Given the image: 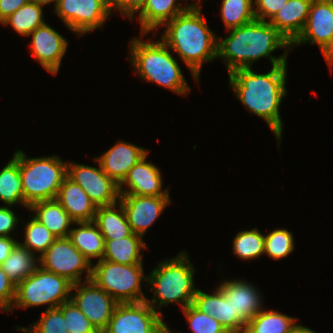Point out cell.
Instances as JSON below:
<instances>
[{
  "instance_id": "e575fe53",
  "label": "cell",
  "mask_w": 333,
  "mask_h": 333,
  "mask_svg": "<svg viewBox=\"0 0 333 333\" xmlns=\"http://www.w3.org/2000/svg\"><path fill=\"white\" fill-rule=\"evenodd\" d=\"M294 251V238L287 229H275L264 235V255L275 260L285 258Z\"/></svg>"
},
{
  "instance_id": "4316f807",
  "label": "cell",
  "mask_w": 333,
  "mask_h": 333,
  "mask_svg": "<svg viewBox=\"0 0 333 333\" xmlns=\"http://www.w3.org/2000/svg\"><path fill=\"white\" fill-rule=\"evenodd\" d=\"M78 228H71L68 238L72 244L90 261L102 260L105 240L97 225L91 222H76Z\"/></svg>"
},
{
  "instance_id": "d590c367",
  "label": "cell",
  "mask_w": 333,
  "mask_h": 333,
  "mask_svg": "<svg viewBox=\"0 0 333 333\" xmlns=\"http://www.w3.org/2000/svg\"><path fill=\"white\" fill-rule=\"evenodd\" d=\"M25 333H69L63 317V304L56 308L46 309L42 316L30 327H19Z\"/></svg>"
},
{
  "instance_id": "d6a6232c",
  "label": "cell",
  "mask_w": 333,
  "mask_h": 333,
  "mask_svg": "<svg viewBox=\"0 0 333 333\" xmlns=\"http://www.w3.org/2000/svg\"><path fill=\"white\" fill-rule=\"evenodd\" d=\"M233 250L244 260L259 258L264 254V234L257 228L240 231L233 239Z\"/></svg>"
},
{
  "instance_id": "4dcf8cb0",
  "label": "cell",
  "mask_w": 333,
  "mask_h": 333,
  "mask_svg": "<svg viewBox=\"0 0 333 333\" xmlns=\"http://www.w3.org/2000/svg\"><path fill=\"white\" fill-rule=\"evenodd\" d=\"M42 7L39 4L29 1L1 24H10L18 34L28 37L36 28L45 23Z\"/></svg>"
},
{
  "instance_id": "f35d334b",
  "label": "cell",
  "mask_w": 333,
  "mask_h": 333,
  "mask_svg": "<svg viewBox=\"0 0 333 333\" xmlns=\"http://www.w3.org/2000/svg\"><path fill=\"white\" fill-rule=\"evenodd\" d=\"M16 296V286L8 278L0 265V309L5 312L13 310V304ZM13 302V303H12Z\"/></svg>"
},
{
  "instance_id": "d6986e66",
  "label": "cell",
  "mask_w": 333,
  "mask_h": 333,
  "mask_svg": "<svg viewBox=\"0 0 333 333\" xmlns=\"http://www.w3.org/2000/svg\"><path fill=\"white\" fill-rule=\"evenodd\" d=\"M230 299L233 316H238L245 324L256 316L262 308V296L255 286L243 280H224L218 287Z\"/></svg>"
},
{
  "instance_id": "60d3db41",
  "label": "cell",
  "mask_w": 333,
  "mask_h": 333,
  "mask_svg": "<svg viewBox=\"0 0 333 333\" xmlns=\"http://www.w3.org/2000/svg\"><path fill=\"white\" fill-rule=\"evenodd\" d=\"M147 0H109L111 13L116 8L121 15L134 20V14L142 10Z\"/></svg>"
},
{
  "instance_id": "9a60e30c",
  "label": "cell",
  "mask_w": 333,
  "mask_h": 333,
  "mask_svg": "<svg viewBox=\"0 0 333 333\" xmlns=\"http://www.w3.org/2000/svg\"><path fill=\"white\" fill-rule=\"evenodd\" d=\"M119 201L123 206L132 232L143 237L172 200H170V196L120 194Z\"/></svg>"
},
{
  "instance_id": "8fae6325",
  "label": "cell",
  "mask_w": 333,
  "mask_h": 333,
  "mask_svg": "<svg viewBox=\"0 0 333 333\" xmlns=\"http://www.w3.org/2000/svg\"><path fill=\"white\" fill-rule=\"evenodd\" d=\"M54 10L79 37L102 27L111 14L109 0H58Z\"/></svg>"
},
{
  "instance_id": "ac0fdd59",
  "label": "cell",
  "mask_w": 333,
  "mask_h": 333,
  "mask_svg": "<svg viewBox=\"0 0 333 333\" xmlns=\"http://www.w3.org/2000/svg\"><path fill=\"white\" fill-rule=\"evenodd\" d=\"M149 151L125 141H118L113 147L103 153L100 158L95 157L102 170L120 184L129 170Z\"/></svg>"
},
{
  "instance_id": "3957f363",
  "label": "cell",
  "mask_w": 333,
  "mask_h": 333,
  "mask_svg": "<svg viewBox=\"0 0 333 333\" xmlns=\"http://www.w3.org/2000/svg\"><path fill=\"white\" fill-rule=\"evenodd\" d=\"M201 9H188L166 22L161 40L186 64L196 82L203 63L217 58L218 37L209 29Z\"/></svg>"
},
{
  "instance_id": "ba28073f",
  "label": "cell",
  "mask_w": 333,
  "mask_h": 333,
  "mask_svg": "<svg viewBox=\"0 0 333 333\" xmlns=\"http://www.w3.org/2000/svg\"><path fill=\"white\" fill-rule=\"evenodd\" d=\"M73 283L67 278L44 270L41 266L16 286L14 306L29 308L48 304L47 309L70 300Z\"/></svg>"
},
{
  "instance_id": "5b68a950",
  "label": "cell",
  "mask_w": 333,
  "mask_h": 333,
  "mask_svg": "<svg viewBox=\"0 0 333 333\" xmlns=\"http://www.w3.org/2000/svg\"><path fill=\"white\" fill-rule=\"evenodd\" d=\"M129 44L131 65L143 80L179 95L185 96L191 90L169 47L162 40L144 42L134 37Z\"/></svg>"
},
{
  "instance_id": "8992f818",
  "label": "cell",
  "mask_w": 333,
  "mask_h": 333,
  "mask_svg": "<svg viewBox=\"0 0 333 333\" xmlns=\"http://www.w3.org/2000/svg\"><path fill=\"white\" fill-rule=\"evenodd\" d=\"M13 158L19 163L25 204L30 207L39 201L56 199L59 188L68 174V162L58 156L27 158L18 150Z\"/></svg>"
},
{
  "instance_id": "e0dca14e",
  "label": "cell",
  "mask_w": 333,
  "mask_h": 333,
  "mask_svg": "<svg viewBox=\"0 0 333 333\" xmlns=\"http://www.w3.org/2000/svg\"><path fill=\"white\" fill-rule=\"evenodd\" d=\"M148 153L142 157L119 184L120 194L137 196H169V189H162L161 172L152 163L147 162ZM128 186L125 190L123 186Z\"/></svg>"
},
{
  "instance_id": "bcb514c9",
  "label": "cell",
  "mask_w": 333,
  "mask_h": 333,
  "mask_svg": "<svg viewBox=\"0 0 333 333\" xmlns=\"http://www.w3.org/2000/svg\"><path fill=\"white\" fill-rule=\"evenodd\" d=\"M31 2H34L36 4H39L40 6H45L46 4H50L54 2V6L56 7L58 0H30Z\"/></svg>"
},
{
  "instance_id": "6da1fadb",
  "label": "cell",
  "mask_w": 333,
  "mask_h": 333,
  "mask_svg": "<svg viewBox=\"0 0 333 333\" xmlns=\"http://www.w3.org/2000/svg\"><path fill=\"white\" fill-rule=\"evenodd\" d=\"M225 39L218 38L217 58L223 59L228 74L240 68H252L253 62L268 57L272 66L287 65L292 47L287 39L268 21L255 19L238 28L228 30ZM278 48H286L279 57L272 56ZM289 50V51H288Z\"/></svg>"
},
{
  "instance_id": "ffe728a7",
  "label": "cell",
  "mask_w": 333,
  "mask_h": 333,
  "mask_svg": "<svg viewBox=\"0 0 333 333\" xmlns=\"http://www.w3.org/2000/svg\"><path fill=\"white\" fill-rule=\"evenodd\" d=\"M193 305L202 313L213 316L228 333L245 332L246 324L238 316H233L230 299H226L218 287L213 294L198 289L194 295Z\"/></svg>"
},
{
  "instance_id": "277c9868",
  "label": "cell",
  "mask_w": 333,
  "mask_h": 333,
  "mask_svg": "<svg viewBox=\"0 0 333 333\" xmlns=\"http://www.w3.org/2000/svg\"><path fill=\"white\" fill-rule=\"evenodd\" d=\"M187 252L182 251L171 260L161 261L147 276V283L153 286L152 300L145 301L157 311L165 304L179 303L183 310L193 304L198 289L194 287L195 268L190 263Z\"/></svg>"
},
{
  "instance_id": "d4e9b609",
  "label": "cell",
  "mask_w": 333,
  "mask_h": 333,
  "mask_svg": "<svg viewBox=\"0 0 333 333\" xmlns=\"http://www.w3.org/2000/svg\"><path fill=\"white\" fill-rule=\"evenodd\" d=\"M97 207L93 222L97 225L104 240L121 239L133 234L121 202ZM117 205L118 208L117 209Z\"/></svg>"
},
{
  "instance_id": "83f0119b",
  "label": "cell",
  "mask_w": 333,
  "mask_h": 333,
  "mask_svg": "<svg viewBox=\"0 0 333 333\" xmlns=\"http://www.w3.org/2000/svg\"><path fill=\"white\" fill-rule=\"evenodd\" d=\"M38 263L40 257L36 258L34 253L18 243L1 266L8 278L17 286L40 267Z\"/></svg>"
},
{
  "instance_id": "b9f144b4",
  "label": "cell",
  "mask_w": 333,
  "mask_h": 333,
  "mask_svg": "<svg viewBox=\"0 0 333 333\" xmlns=\"http://www.w3.org/2000/svg\"><path fill=\"white\" fill-rule=\"evenodd\" d=\"M18 217L10 209V206H1L0 207V236L9 237L10 233L16 228Z\"/></svg>"
},
{
  "instance_id": "1f68e13d",
  "label": "cell",
  "mask_w": 333,
  "mask_h": 333,
  "mask_svg": "<svg viewBox=\"0 0 333 333\" xmlns=\"http://www.w3.org/2000/svg\"><path fill=\"white\" fill-rule=\"evenodd\" d=\"M253 0H222L221 17L226 30L238 28L255 20Z\"/></svg>"
},
{
  "instance_id": "74e56055",
  "label": "cell",
  "mask_w": 333,
  "mask_h": 333,
  "mask_svg": "<svg viewBox=\"0 0 333 333\" xmlns=\"http://www.w3.org/2000/svg\"><path fill=\"white\" fill-rule=\"evenodd\" d=\"M63 317L69 333H100L71 300L63 303Z\"/></svg>"
},
{
  "instance_id": "ee69618b",
  "label": "cell",
  "mask_w": 333,
  "mask_h": 333,
  "mask_svg": "<svg viewBox=\"0 0 333 333\" xmlns=\"http://www.w3.org/2000/svg\"><path fill=\"white\" fill-rule=\"evenodd\" d=\"M18 243L19 241L15 240L11 236H0V265L9 257L10 253Z\"/></svg>"
},
{
  "instance_id": "52a82bcc",
  "label": "cell",
  "mask_w": 333,
  "mask_h": 333,
  "mask_svg": "<svg viewBox=\"0 0 333 333\" xmlns=\"http://www.w3.org/2000/svg\"><path fill=\"white\" fill-rule=\"evenodd\" d=\"M143 263L125 265L107 260H98L92 266L91 280L111 295L118 303H138L147 298L141 289V282L147 280Z\"/></svg>"
},
{
  "instance_id": "f1b7e54d",
  "label": "cell",
  "mask_w": 333,
  "mask_h": 333,
  "mask_svg": "<svg viewBox=\"0 0 333 333\" xmlns=\"http://www.w3.org/2000/svg\"><path fill=\"white\" fill-rule=\"evenodd\" d=\"M294 317L274 310H261L246 324L244 333H293L298 326Z\"/></svg>"
},
{
  "instance_id": "7bdbcfd3",
  "label": "cell",
  "mask_w": 333,
  "mask_h": 333,
  "mask_svg": "<svg viewBox=\"0 0 333 333\" xmlns=\"http://www.w3.org/2000/svg\"><path fill=\"white\" fill-rule=\"evenodd\" d=\"M30 0H0V23Z\"/></svg>"
},
{
  "instance_id": "7a4b0ae2",
  "label": "cell",
  "mask_w": 333,
  "mask_h": 333,
  "mask_svg": "<svg viewBox=\"0 0 333 333\" xmlns=\"http://www.w3.org/2000/svg\"><path fill=\"white\" fill-rule=\"evenodd\" d=\"M228 75L237 99L249 112L266 121L280 143L283 122L279 108L287 94V65L272 66L267 74H257L252 68H240Z\"/></svg>"
},
{
  "instance_id": "30bf717a",
  "label": "cell",
  "mask_w": 333,
  "mask_h": 333,
  "mask_svg": "<svg viewBox=\"0 0 333 333\" xmlns=\"http://www.w3.org/2000/svg\"><path fill=\"white\" fill-rule=\"evenodd\" d=\"M40 266L49 272L79 283L81 275L87 271L85 281L91 280L92 263L66 238H57L40 256Z\"/></svg>"
},
{
  "instance_id": "836d02e7",
  "label": "cell",
  "mask_w": 333,
  "mask_h": 333,
  "mask_svg": "<svg viewBox=\"0 0 333 333\" xmlns=\"http://www.w3.org/2000/svg\"><path fill=\"white\" fill-rule=\"evenodd\" d=\"M24 243L19 242L32 253L39 252V257L48 249V247L57 239L42 223L33 216L25 224Z\"/></svg>"
},
{
  "instance_id": "44dd1931",
  "label": "cell",
  "mask_w": 333,
  "mask_h": 333,
  "mask_svg": "<svg viewBox=\"0 0 333 333\" xmlns=\"http://www.w3.org/2000/svg\"><path fill=\"white\" fill-rule=\"evenodd\" d=\"M178 1L180 0H147L137 17L141 26L142 37L150 31L153 32L154 29L156 31L160 25L163 26L166 22L188 9L201 8V0L184 7Z\"/></svg>"
},
{
  "instance_id": "7c38bea8",
  "label": "cell",
  "mask_w": 333,
  "mask_h": 333,
  "mask_svg": "<svg viewBox=\"0 0 333 333\" xmlns=\"http://www.w3.org/2000/svg\"><path fill=\"white\" fill-rule=\"evenodd\" d=\"M317 44L329 67L333 65V0H313L307 22L298 38L291 44Z\"/></svg>"
},
{
  "instance_id": "5bb4252c",
  "label": "cell",
  "mask_w": 333,
  "mask_h": 333,
  "mask_svg": "<svg viewBox=\"0 0 333 333\" xmlns=\"http://www.w3.org/2000/svg\"><path fill=\"white\" fill-rule=\"evenodd\" d=\"M67 176L87 193L96 207L115 204L120 198L119 184L101 168L68 163Z\"/></svg>"
},
{
  "instance_id": "f546056e",
  "label": "cell",
  "mask_w": 333,
  "mask_h": 333,
  "mask_svg": "<svg viewBox=\"0 0 333 333\" xmlns=\"http://www.w3.org/2000/svg\"><path fill=\"white\" fill-rule=\"evenodd\" d=\"M0 200L5 206L20 203L29 208L24 202L19 163L14 158L0 171Z\"/></svg>"
},
{
  "instance_id": "603a6c76",
  "label": "cell",
  "mask_w": 333,
  "mask_h": 333,
  "mask_svg": "<svg viewBox=\"0 0 333 333\" xmlns=\"http://www.w3.org/2000/svg\"><path fill=\"white\" fill-rule=\"evenodd\" d=\"M313 0H288L268 21L292 44L304 29Z\"/></svg>"
},
{
  "instance_id": "7402d4cb",
  "label": "cell",
  "mask_w": 333,
  "mask_h": 333,
  "mask_svg": "<svg viewBox=\"0 0 333 333\" xmlns=\"http://www.w3.org/2000/svg\"><path fill=\"white\" fill-rule=\"evenodd\" d=\"M56 200L75 223L94 220L97 207L81 186L68 176L62 182Z\"/></svg>"
},
{
  "instance_id": "f6af8a7d",
  "label": "cell",
  "mask_w": 333,
  "mask_h": 333,
  "mask_svg": "<svg viewBox=\"0 0 333 333\" xmlns=\"http://www.w3.org/2000/svg\"><path fill=\"white\" fill-rule=\"evenodd\" d=\"M293 333H317V332H315V331H313V330H311V329H309V328H307V327L299 324L294 329Z\"/></svg>"
},
{
  "instance_id": "9c48e42d",
  "label": "cell",
  "mask_w": 333,
  "mask_h": 333,
  "mask_svg": "<svg viewBox=\"0 0 333 333\" xmlns=\"http://www.w3.org/2000/svg\"><path fill=\"white\" fill-rule=\"evenodd\" d=\"M163 316L146 301L118 303L102 333H170Z\"/></svg>"
},
{
  "instance_id": "ab89813d",
  "label": "cell",
  "mask_w": 333,
  "mask_h": 333,
  "mask_svg": "<svg viewBox=\"0 0 333 333\" xmlns=\"http://www.w3.org/2000/svg\"><path fill=\"white\" fill-rule=\"evenodd\" d=\"M287 1L288 0H253L254 7L256 6L254 8L255 18L261 21H269Z\"/></svg>"
},
{
  "instance_id": "8d00e7d4",
  "label": "cell",
  "mask_w": 333,
  "mask_h": 333,
  "mask_svg": "<svg viewBox=\"0 0 333 333\" xmlns=\"http://www.w3.org/2000/svg\"><path fill=\"white\" fill-rule=\"evenodd\" d=\"M193 333H228L213 316L199 311L193 304L182 310Z\"/></svg>"
},
{
  "instance_id": "cb8c5ba5",
  "label": "cell",
  "mask_w": 333,
  "mask_h": 333,
  "mask_svg": "<svg viewBox=\"0 0 333 333\" xmlns=\"http://www.w3.org/2000/svg\"><path fill=\"white\" fill-rule=\"evenodd\" d=\"M28 209L34 212L33 217L42 223L56 238L68 237L71 230L70 224H75L56 199L36 202Z\"/></svg>"
},
{
  "instance_id": "4fadbf2b",
  "label": "cell",
  "mask_w": 333,
  "mask_h": 333,
  "mask_svg": "<svg viewBox=\"0 0 333 333\" xmlns=\"http://www.w3.org/2000/svg\"><path fill=\"white\" fill-rule=\"evenodd\" d=\"M75 290V294L72 292ZM70 300L82 311L89 321L102 333L112 318L118 302L92 280L74 283Z\"/></svg>"
},
{
  "instance_id": "484cf974",
  "label": "cell",
  "mask_w": 333,
  "mask_h": 333,
  "mask_svg": "<svg viewBox=\"0 0 333 333\" xmlns=\"http://www.w3.org/2000/svg\"><path fill=\"white\" fill-rule=\"evenodd\" d=\"M143 237L133 233L124 238L105 240L103 260L117 264L133 265L143 263L140 250L148 248Z\"/></svg>"
},
{
  "instance_id": "2e32d148",
  "label": "cell",
  "mask_w": 333,
  "mask_h": 333,
  "mask_svg": "<svg viewBox=\"0 0 333 333\" xmlns=\"http://www.w3.org/2000/svg\"><path fill=\"white\" fill-rule=\"evenodd\" d=\"M31 36V52L48 72L56 75L67 51L68 41L47 23L36 28Z\"/></svg>"
}]
</instances>
